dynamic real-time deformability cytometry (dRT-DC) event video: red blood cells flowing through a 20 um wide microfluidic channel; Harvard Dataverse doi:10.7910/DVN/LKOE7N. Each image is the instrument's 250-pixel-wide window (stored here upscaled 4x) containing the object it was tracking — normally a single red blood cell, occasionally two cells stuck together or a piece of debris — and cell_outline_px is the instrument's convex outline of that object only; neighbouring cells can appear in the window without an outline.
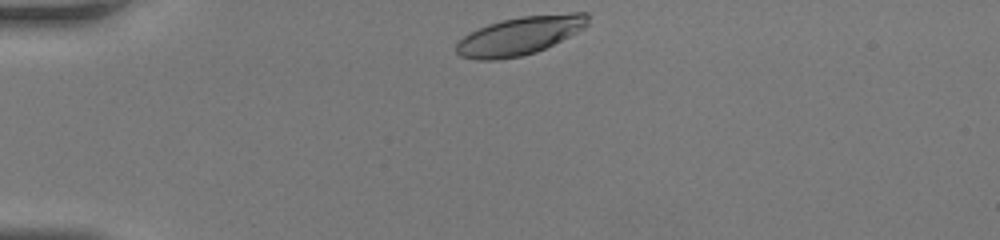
{"species": "human", "species_latin": "Homo sapiens", "temperature_condition": "room temperature", "stored_images_in_passage": 29, "camera_frame_rate_fps": 3000, "um_per_image_px": 0.085, "donor": {"sex": "female"}, "frame": {"image": 1, "passage_image": 1, "time_ms": 0.0, "image_size_px": [1000, 240], "cell_outline_px": [[588, 24], [584, 28], [536, 52], [520, 56], [496, 60], [476, 60], [460, 56], [456, 52], [456, 44], [464, 36], [488, 24], [500, 20], [520, 16], [572, 12], [588, 12]], "centroid_in_image_um": [44.18, 3.02], "position_along_channel_um": 40.8, "area_um2": 29.19}}
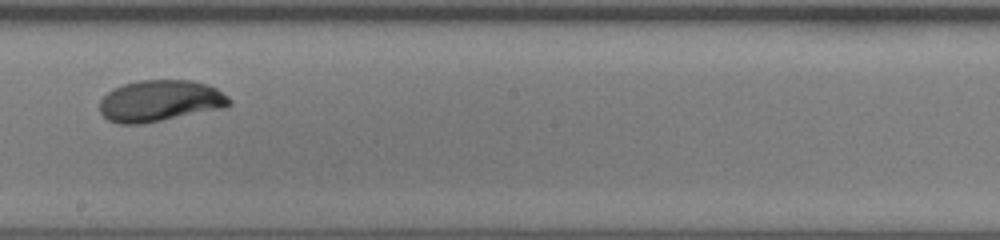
{"frame": {"image": 2, "passage_image": 17, "time_ms": 5.333, "image_size_px": [1000, 240], "cell_outline_px": [[232, 104], [224, 108], [144, 124], [120, 124], [108, 120], [100, 112], [100, 100], [112, 88], [124, 84], [140, 80], [192, 80], [208, 84], [216, 88], [228, 96], [232, 100]], "centroid_in_image_um": [13.62, 8.57], "position_along_channel_um": 234.6, "area_um2": 31.56}}
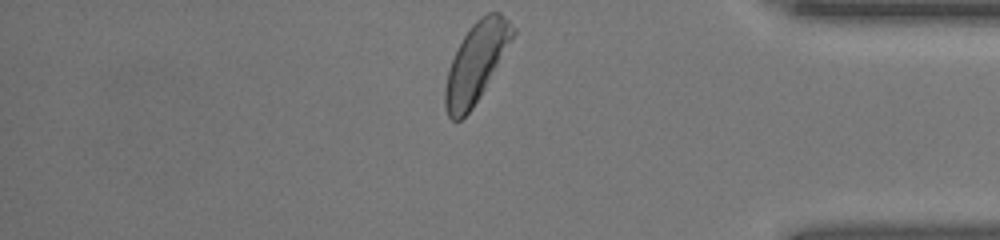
{"frame": {"image": 3, "passage_image": 29, "time_ms": 9.333, "image_size_px": [1000, 240], "cell_outline_px": [[516, 32], [512, 40], [480, 96], [472, 108], [460, 120], [452, 120], [448, 116], [444, 108], [444, 88], [448, 72], [452, 60], [464, 36], [472, 24], [480, 16], [488, 12], [500, 12], [516, 28]], "centroid_in_image_um": [40.47, 5.3], "position_along_channel_um": 394.7, "area_um2": 30.69}}